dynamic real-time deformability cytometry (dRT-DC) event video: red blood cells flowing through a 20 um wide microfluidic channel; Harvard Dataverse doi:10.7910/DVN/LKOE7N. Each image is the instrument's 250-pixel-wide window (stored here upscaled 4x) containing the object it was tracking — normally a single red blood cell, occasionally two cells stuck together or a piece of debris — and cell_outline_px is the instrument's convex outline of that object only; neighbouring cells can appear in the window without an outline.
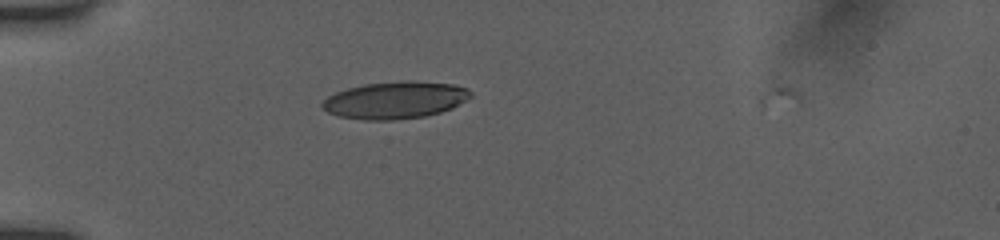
{"species": "human", "species_latin": "Homo sapiens", "temperature_condition": "room temperature", "stored_images_in_passage": 8, "camera_frame_rate_fps": 3000, "um_per_image_px": 0.085, "donor": {"sex": "female"}, "frame": {"image": 1, "passage_image": 7, "time_ms": 2.0, "image_size_px": [1000, 240], "cell_outline_px": [[472, 96], [452, 108], [440, 112], [424, 116], [392, 120], [364, 120], [336, 116], [328, 112], [320, 104], [328, 96], [336, 92], [348, 88], [364, 84], [408, 80], [412, 80], [452, 84], [468, 88], [472, 92]], "centroid_in_image_um": [33.59, 8.5], "position_along_channel_um": 51.4, "area_um2": 32.14}}